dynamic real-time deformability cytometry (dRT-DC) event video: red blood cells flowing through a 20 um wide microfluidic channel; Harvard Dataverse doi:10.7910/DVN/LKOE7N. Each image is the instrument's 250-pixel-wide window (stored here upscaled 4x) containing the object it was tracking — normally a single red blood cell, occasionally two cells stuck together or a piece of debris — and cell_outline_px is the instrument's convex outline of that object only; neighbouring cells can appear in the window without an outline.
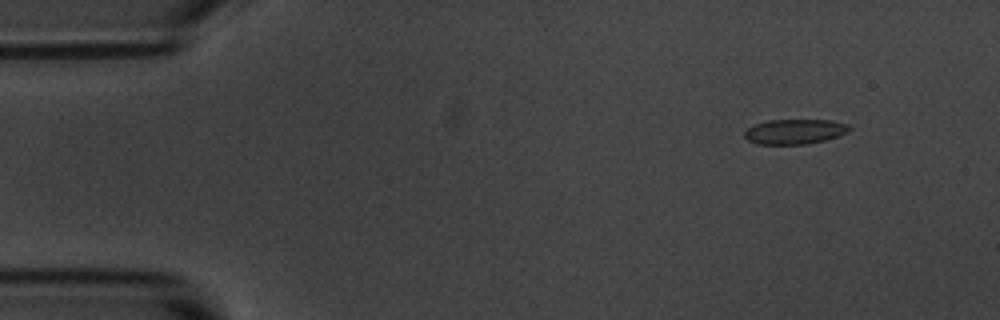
{"species": "common noctule bat (a hibernating species)", "species_latin": "Nyctalus noctula", "temperature_condition": "room temperature", "stored_images_in_passage": 4, "camera_frame_rate_fps": 3000, "um_per_image_px": 0.085, "animal": {"sex": "male", "body_mass_g": 20.1, "forearm_length_mm": 53.5}, "frame": {"image": 1, "passage_image": 2, "time_ms": 1.333, "image_size_px": [1000, 320], "cell_outline_px": [[852, 128], [848, 132], [840, 136], [808, 144], [756, 144], [748, 140], [744, 136], [744, 132], [748, 128], [756, 124], [768, 120], [832, 120], [848, 124]], "centroid_in_image_um": [67.59, 11.18], "position_along_channel_um": 17.4, "area_um2": 15.32}}